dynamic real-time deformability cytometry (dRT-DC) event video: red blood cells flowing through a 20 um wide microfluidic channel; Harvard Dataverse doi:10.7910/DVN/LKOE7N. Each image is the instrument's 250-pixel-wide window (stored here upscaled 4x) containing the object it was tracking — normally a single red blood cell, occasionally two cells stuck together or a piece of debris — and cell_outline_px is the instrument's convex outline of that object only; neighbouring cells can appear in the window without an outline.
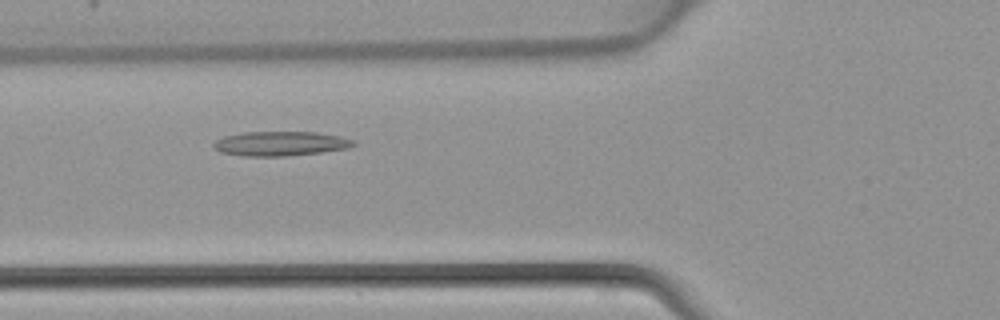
{"species": "common noctule bat (a hibernating species)", "species_latin": "Nyctalus noctula", "temperature_condition": "warm", "stored_images_in_passage": 42, "camera_frame_rate_fps": 3000, "um_per_image_px": 0.085, "animal": {"sex": "female", "body_mass_g": 22.7, "forearm_length_mm": 54.2}, "frame": {"image": 1, "passage_image": 14, "time_ms": 4.333, "image_size_px": [1000, 320], "cell_outline_px": [[356, 144], [348, 148], [320, 152], [284, 156], [240, 156], [220, 152], [212, 144], [216, 140], [224, 136], [244, 132], [316, 132], [340, 136], [356, 140]], "centroid_in_image_um": [23.84, 12.2], "position_along_channel_um": 102.0, "area_um2": 19.94}}
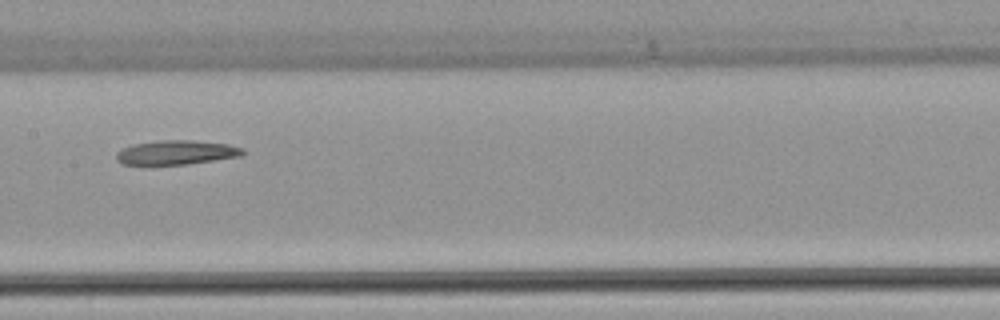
{"frame": {"image": 2, "passage_image": 20, "time_ms": 6.333, "image_size_px": [1000, 320], "cell_outline_px": [[244, 152], [240, 156], [188, 164], [120, 164], [116, 160], [116, 152], [124, 148], [136, 144], [160, 140], [192, 140], [228, 144], [244, 148]], "centroid_in_image_um": [15.0, 12.96], "position_along_channel_um": 192.4, "area_um2": 17.69}}
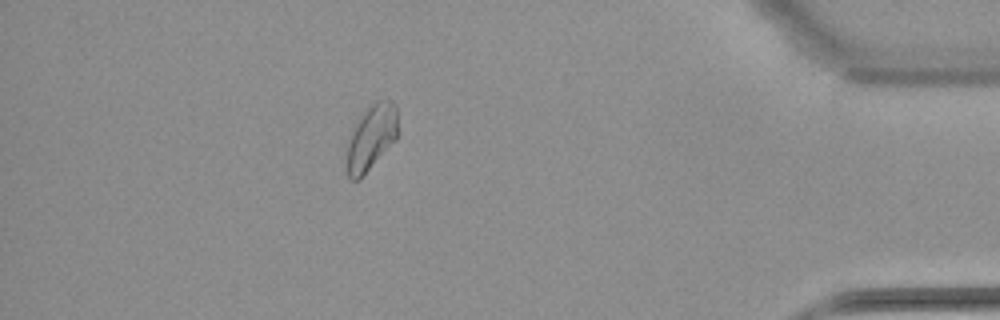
{"frame": {"image": 3, "passage_image": 37, "time_ms": 12.0, "image_size_px": [1000, 320], "cell_outline_px": [[400, 132], [396, 140], [360, 180], [352, 180], [348, 176], [344, 164], [348, 144], [352, 128], [368, 108], [376, 100], [392, 100], [396, 104]], "centroid_in_image_um": [31.58, 11.72], "position_along_channel_um": 403.6, "area_um2": 20.06}}